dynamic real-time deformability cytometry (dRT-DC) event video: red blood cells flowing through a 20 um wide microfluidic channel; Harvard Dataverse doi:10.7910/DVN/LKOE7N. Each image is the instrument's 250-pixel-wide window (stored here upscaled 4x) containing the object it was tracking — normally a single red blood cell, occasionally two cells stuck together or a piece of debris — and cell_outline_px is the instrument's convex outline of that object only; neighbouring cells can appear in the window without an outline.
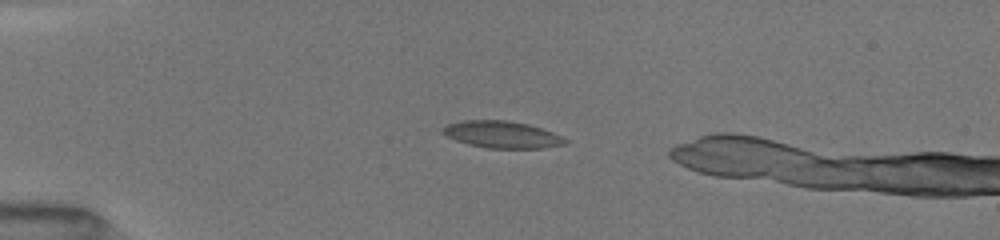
{"species": "common noctule bat (a hibernating species)", "species_latin": "Nyctalus noctula", "temperature_condition": "room temperature", "stored_images_in_passage": 6, "camera_frame_rate_fps": 3000, "um_per_image_px": 0.085, "animal": {"sex": "female", "body_mass_g": 19.5, "forearm_length_mm": 54.1}, "frame": {"image": 1, "passage_image": 4, "time_ms": 3.333, "image_size_px": [1000, 240], "cell_outline_px": [[568, 140], [564, 144], [544, 148], [484, 148], [468, 144], [456, 140], [440, 132], [440, 128], [448, 124], [464, 120], [508, 120], [528, 124], [552, 132]], "centroid_in_image_um": [42.63, 11.43], "position_along_channel_um": 42.4, "area_um2": 19.19}}